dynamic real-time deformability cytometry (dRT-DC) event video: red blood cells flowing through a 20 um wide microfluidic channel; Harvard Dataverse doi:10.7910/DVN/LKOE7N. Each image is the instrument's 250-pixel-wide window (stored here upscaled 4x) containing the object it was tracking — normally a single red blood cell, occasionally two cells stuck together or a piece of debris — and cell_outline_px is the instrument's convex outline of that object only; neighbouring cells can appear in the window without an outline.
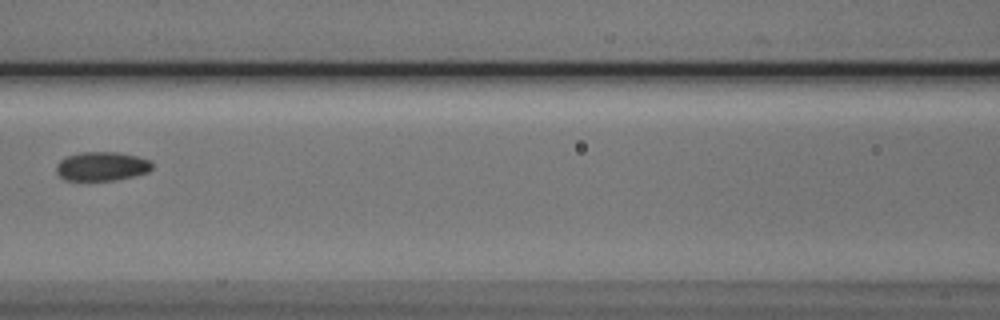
{"species": "Egyptian fruit bat (a non-hibernating species)", "species_latin": "Rousettus aegyptiacus", "temperature_condition": "cold", "stored_images_in_passage": 8, "camera_frame_rate_fps": 3000, "um_per_image_px": 0.085, "animal": {"sex": "male"}, "frame": {"image": 1, "passage_image": 7, "time_ms": 8.0, "image_size_px": [1000, 320], "cell_outline_px": [[152, 168], [148, 172], [132, 176], [112, 180], [64, 180], [56, 172], [56, 164], [60, 160], [68, 156], [80, 152], [116, 152], [136, 156], [152, 160]], "centroid_in_image_um": [8.64, 14.13], "position_along_channel_um": 158.0, "area_um2": 16.13}}
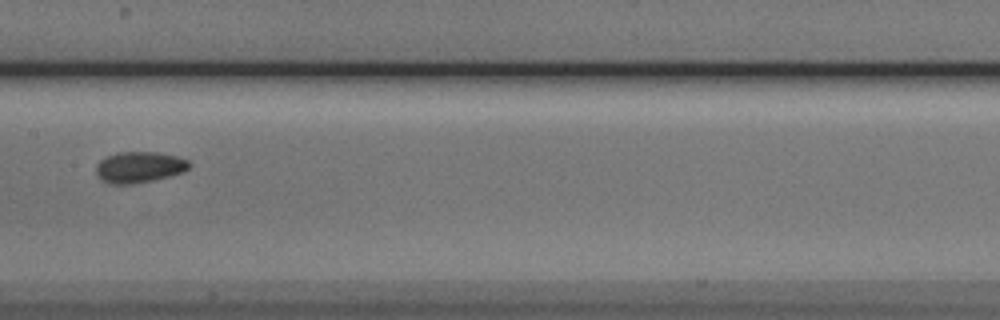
{"frame": {"image": 2, "passage_image": 8, "time_ms": 9.0, "image_size_px": [1000, 320], "cell_outline_px": [[192, 164], [184, 172], [152, 180], [132, 184], [108, 184], [96, 172], [96, 164], [100, 160], [116, 152], [160, 152], [176, 156], [188, 160]], "centroid_in_image_um": [11.85, 14.2], "position_along_channel_um": 195.5, "area_um2": 16.82}}